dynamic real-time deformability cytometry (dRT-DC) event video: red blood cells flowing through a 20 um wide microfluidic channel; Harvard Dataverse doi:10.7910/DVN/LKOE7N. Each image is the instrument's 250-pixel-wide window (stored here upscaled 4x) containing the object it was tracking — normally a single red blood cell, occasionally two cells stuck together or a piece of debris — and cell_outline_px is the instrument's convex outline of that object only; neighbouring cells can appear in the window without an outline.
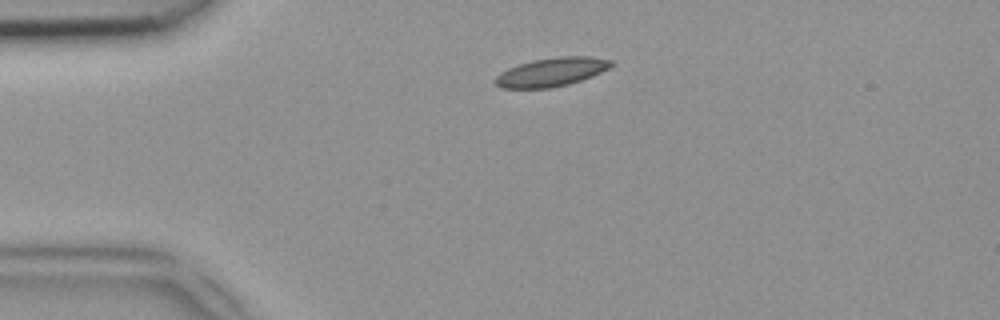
{"species": "common noctule bat (a hibernating species)", "species_latin": "Nyctalus noctula", "temperature_condition": "room temperature", "stored_images_in_passage": 45, "camera_frame_rate_fps": 3000, "um_per_image_px": 0.085, "animal": {"sex": "female", "body_mass_g": 18.4}, "frame": {"image": 1, "passage_image": 7, "time_ms": 2.0, "image_size_px": [1000, 320], "cell_outline_px": [[616, 64], [592, 76], [568, 84], [548, 88], [500, 88], [492, 80], [500, 72], [508, 68], [532, 60], [560, 56], [588, 56], [612, 60]], "centroid_in_image_um": [46.86, 6.12], "position_along_channel_um": 38.1, "area_um2": 19.36}}
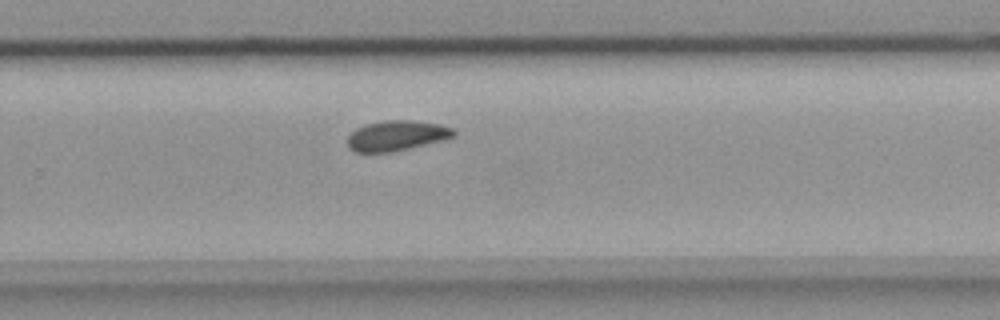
{"frame": {"image": 2, "passage_image": 28, "time_ms": 9.0, "image_size_px": [1000, 320], "cell_outline_px": [[456, 136], [448, 140], [392, 152], [356, 152], [348, 148], [348, 136], [356, 128], [364, 124], [384, 120], [408, 120], [440, 124], [452, 128], [456, 132]], "centroid_in_image_um": [33.75, 11.53], "position_along_channel_um": 296.0, "area_um2": 19.02}}
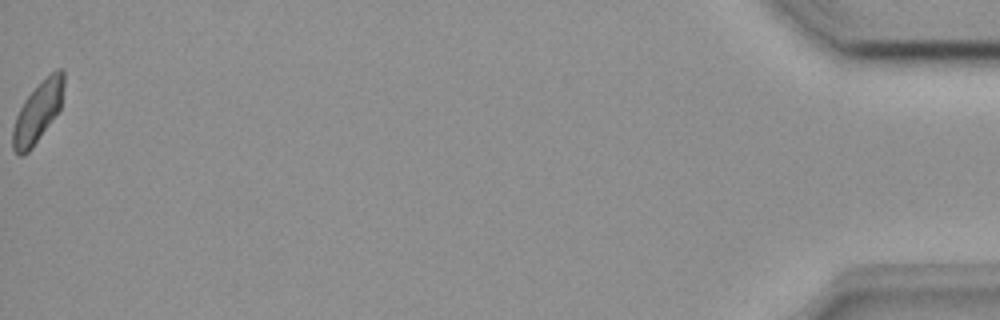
{"frame": {"image": 3, "passage_image": 45, "time_ms": 14.667, "image_size_px": [1000, 320], "cell_outline_px": [[64, 84], [60, 108], [32, 148], [28, 152], [20, 156], [12, 148], [12, 128], [16, 116], [24, 100], [56, 68], [64, 68]], "centroid_in_image_um": [3.2, 9.53], "position_along_channel_um": 432.0, "area_um2": 17.57}}